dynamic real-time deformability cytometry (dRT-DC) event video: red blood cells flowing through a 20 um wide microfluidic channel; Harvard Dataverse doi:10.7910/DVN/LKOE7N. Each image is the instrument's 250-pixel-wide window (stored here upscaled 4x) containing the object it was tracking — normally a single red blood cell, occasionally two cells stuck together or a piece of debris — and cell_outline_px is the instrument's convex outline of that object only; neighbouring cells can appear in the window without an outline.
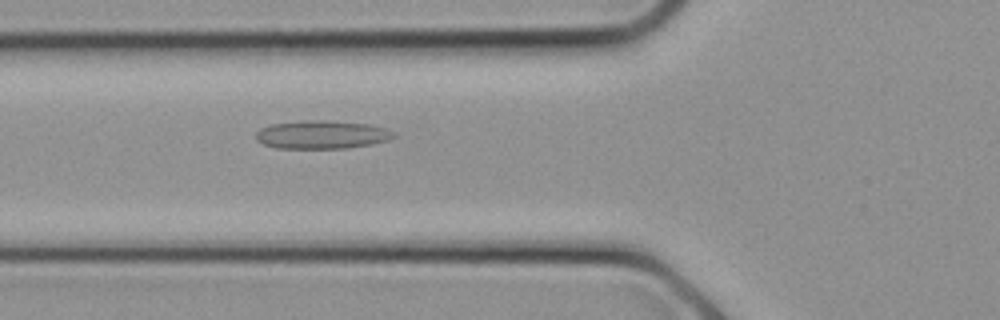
{"species": "common noctule bat (a hibernating species)", "species_latin": "Nyctalus noctula", "temperature_condition": "cold", "stored_images_in_passage": 7, "camera_frame_rate_fps": 3000, "um_per_image_px": 0.085, "animal": {"sex": "female", "body_mass_g": 21.9}, "frame": {"image": 1, "passage_image": 7, "time_ms": 2.0, "image_size_px": [1000, 320], "cell_outline_px": [[396, 136], [388, 140], [372, 144], [348, 148], [276, 148], [264, 144], [256, 140], [256, 132], [260, 128], [272, 124], [308, 120], [324, 120], [368, 124], [384, 128], [392, 132]], "centroid_in_image_um": [27.33, 11.45], "position_along_channel_um": 98.5, "area_um2": 22.54}}